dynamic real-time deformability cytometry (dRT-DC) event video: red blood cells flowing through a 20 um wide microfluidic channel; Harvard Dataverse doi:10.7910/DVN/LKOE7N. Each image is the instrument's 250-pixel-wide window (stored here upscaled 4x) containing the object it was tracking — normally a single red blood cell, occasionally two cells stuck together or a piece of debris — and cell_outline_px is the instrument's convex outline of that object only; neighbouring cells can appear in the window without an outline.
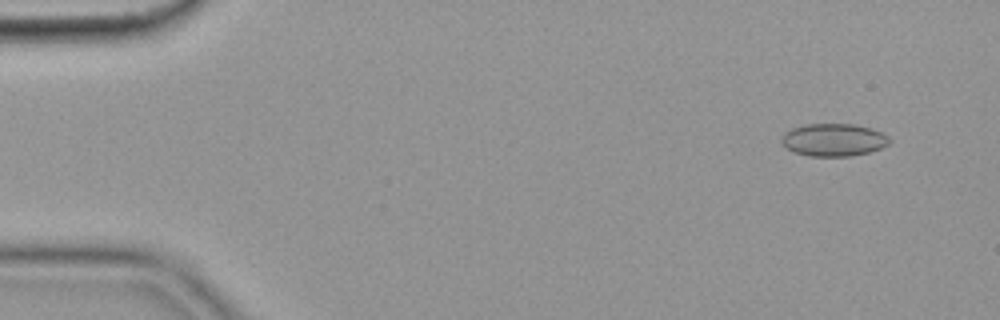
{"species": "common noctule bat (a hibernating species)", "species_latin": "Nyctalus noctula", "temperature_condition": "cold", "stored_images_in_passage": 47, "camera_frame_rate_fps": 3000, "um_per_image_px": 0.085, "animal": {"sex": "female", "body_mass_g": 19.9}, "frame": {"image": 1, "passage_image": 4, "time_ms": 1.0, "image_size_px": [1000, 320], "cell_outline_px": [[892, 140], [888, 144], [880, 148], [868, 152], [852, 156], [808, 156], [792, 152], [784, 144], [784, 132], [792, 128], [808, 124], [852, 124], [872, 128], [888, 136]], "centroid_in_image_um": [70.89, 11.89], "position_along_channel_um": 14.1, "area_um2": 20.35}}
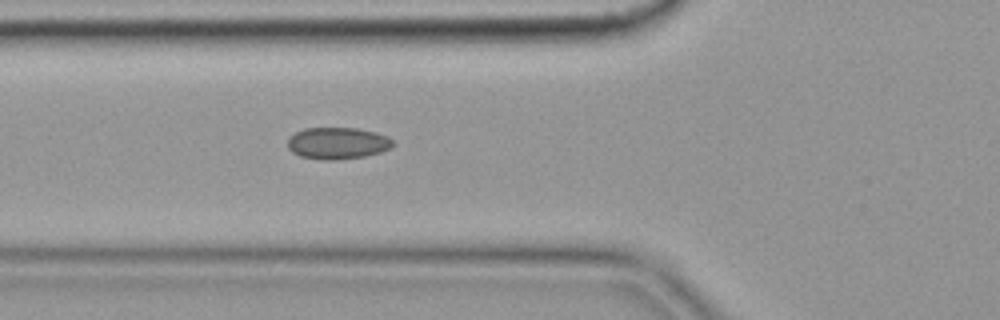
{"frame": {"image": 2, "passage_image": 20, "time_ms": 6.333, "image_size_px": [1000, 320], "cell_outline_px": [[396, 144], [392, 148], [380, 152], [364, 156], [336, 160], [324, 160], [300, 156], [292, 152], [288, 148], [288, 140], [296, 132], [304, 128], [356, 128], [376, 132], [388, 136]], "centroid_in_image_um": [28.73, 12.17], "position_along_channel_um": 97.1, "area_um2": 19.54}}
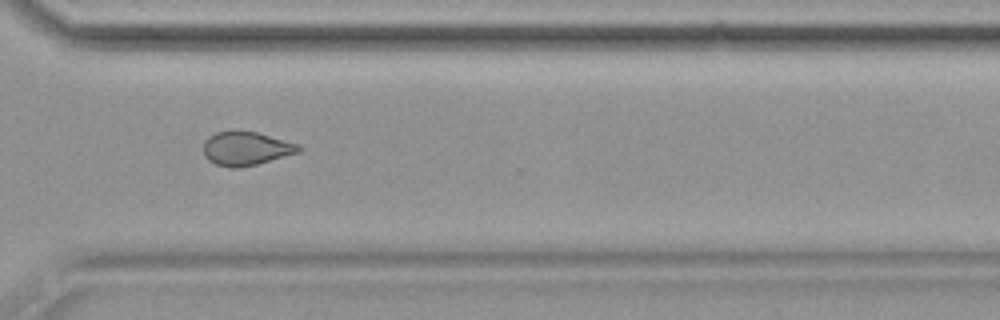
{"frame": {"image": 3, "passage_image": 41, "time_ms": 13.333, "image_size_px": [1000, 320], "cell_outline_px": [[304, 148], [300, 152], [256, 164], [240, 168], [228, 168], [216, 164], [208, 160], [204, 156], [204, 140], [208, 136], [216, 132], [236, 128], [256, 132], [300, 144]], "centroid_in_image_um": [20.9, 12.59], "position_along_channel_um": 349.7, "area_um2": 19.25}, "authors_computed_cell_mechanics": {"area_um2": 19.2474, "velocity_mm_per_s": 3.6044, "shape_relaxation_time_tau1_ms": null, "shape_relaxation_time_tau2_ms": 2.7191, "deformation_change_tau1": null, "deformation_change_tau2": 0.0855}}